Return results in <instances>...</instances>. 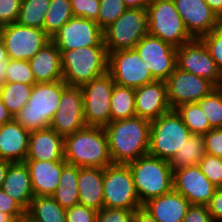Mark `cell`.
<instances>
[{"mask_svg": "<svg viewBox=\"0 0 222 222\" xmlns=\"http://www.w3.org/2000/svg\"><path fill=\"white\" fill-rule=\"evenodd\" d=\"M36 83L63 81L60 51L50 41L28 60Z\"/></svg>", "mask_w": 222, "mask_h": 222, "instance_id": "obj_26", "label": "cell"}, {"mask_svg": "<svg viewBox=\"0 0 222 222\" xmlns=\"http://www.w3.org/2000/svg\"><path fill=\"white\" fill-rule=\"evenodd\" d=\"M128 9H147L150 0H123Z\"/></svg>", "mask_w": 222, "mask_h": 222, "instance_id": "obj_51", "label": "cell"}, {"mask_svg": "<svg viewBox=\"0 0 222 222\" xmlns=\"http://www.w3.org/2000/svg\"><path fill=\"white\" fill-rule=\"evenodd\" d=\"M216 188L198 165L173 170V189L190 204L207 205Z\"/></svg>", "mask_w": 222, "mask_h": 222, "instance_id": "obj_18", "label": "cell"}, {"mask_svg": "<svg viewBox=\"0 0 222 222\" xmlns=\"http://www.w3.org/2000/svg\"><path fill=\"white\" fill-rule=\"evenodd\" d=\"M165 82L168 102L172 110L182 104L196 103L217 88L209 80L177 67Z\"/></svg>", "mask_w": 222, "mask_h": 222, "instance_id": "obj_15", "label": "cell"}, {"mask_svg": "<svg viewBox=\"0 0 222 222\" xmlns=\"http://www.w3.org/2000/svg\"><path fill=\"white\" fill-rule=\"evenodd\" d=\"M73 17L70 0H51L43 30L52 38Z\"/></svg>", "mask_w": 222, "mask_h": 222, "instance_id": "obj_32", "label": "cell"}, {"mask_svg": "<svg viewBox=\"0 0 222 222\" xmlns=\"http://www.w3.org/2000/svg\"><path fill=\"white\" fill-rule=\"evenodd\" d=\"M7 69L6 83L36 84L28 61L9 59Z\"/></svg>", "mask_w": 222, "mask_h": 222, "instance_id": "obj_38", "label": "cell"}, {"mask_svg": "<svg viewBox=\"0 0 222 222\" xmlns=\"http://www.w3.org/2000/svg\"><path fill=\"white\" fill-rule=\"evenodd\" d=\"M79 167L66 164L62 168L59 185L52 197L63 207L70 208L79 204L78 193Z\"/></svg>", "mask_w": 222, "mask_h": 222, "instance_id": "obj_28", "label": "cell"}, {"mask_svg": "<svg viewBox=\"0 0 222 222\" xmlns=\"http://www.w3.org/2000/svg\"><path fill=\"white\" fill-rule=\"evenodd\" d=\"M73 17L94 20L98 24L100 0H70Z\"/></svg>", "mask_w": 222, "mask_h": 222, "instance_id": "obj_41", "label": "cell"}, {"mask_svg": "<svg viewBox=\"0 0 222 222\" xmlns=\"http://www.w3.org/2000/svg\"><path fill=\"white\" fill-rule=\"evenodd\" d=\"M147 34V9H127L103 30V42L107 53L134 49L136 44Z\"/></svg>", "mask_w": 222, "mask_h": 222, "instance_id": "obj_8", "label": "cell"}, {"mask_svg": "<svg viewBox=\"0 0 222 222\" xmlns=\"http://www.w3.org/2000/svg\"><path fill=\"white\" fill-rule=\"evenodd\" d=\"M98 211L86 207L82 204H76L66 211V222H96Z\"/></svg>", "mask_w": 222, "mask_h": 222, "instance_id": "obj_43", "label": "cell"}, {"mask_svg": "<svg viewBox=\"0 0 222 222\" xmlns=\"http://www.w3.org/2000/svg\"><path fill=\"white\" fill-rule=\"evenodd\" d=\"M128 8L123 0H100L98 25L104 30L117 20Z\"/></svg>", "mask_w": 222, "mask_h": 222, "instance_id": "obj_37", "label": "cell"}, {"mask_svg": "<svg viewBox=\"0 0 222 222\" xmlns=\"http://www.w3.org/2000/svg\"><path fill=\"white\" fill-rule=\"evenodd\" d=\"M9 63V58L7 56V51L5 49V45L0 39V81L5 84L6 83V74H7V67Z\"/></svg>", "mask_w": 222, "mask_h": 222, "instance_id": "obj_49", "label": "cell"}, {"mask_svg": "<svg viewBox=\"0 0 222 222\" xmlns=\"http://www.w3.org/2000/svg\"><path fill=\"white\" fill-rule=\"evenodd\" d=\"M182 222H214L207 205L191 204Z\"/></svg>", "mask_w": 222, "mask_h": 222, "instance_id": "obj_47", "label": "cell"}, {"mask_svg": "<svg viewBox=\"0 0 222 222\" xmlns=\"http://www.w3.org/2000/svg\"><path fill=\"white\" fill-rule=\"evenodd\" d=\"M171 110L165 81H154L135 89L136 116L152 121Z\"/></svg>", "mask_w": 222, "mask_h": 222, "instance_id": "obj_20", "label": "cell"}, {"mask_svg": "<svg viewBox=\"0 0 222 222\" xmlns=\"http://www.w3.org/2000/svg\"><path fill=\"white\" fill-rule=\"evenodd\" d=\"M26 160L65 161L64 138L50 127L32 131Z\"/></svg>", "mask_w": 222, "mask_h": 222, "instance_id": "obj_21", "label": "cell"}, {"mask_svg": "<svg viewBox=\"0 0 222 222\" xmlns=\"http://www.w3.org/2000/svg\"><path fill=\"white\" fill-rule=\"evenodd\" d=\"M104 168L79 167V204L100 211L104 207Z\"/></svg>", "mask_w": 222, "mask_h": 222, "instance_id": "obj_27", "label": "cell"}, {"mask_svg": "<svg viewBox=\"0 0 222 222\" xmlns=\"http://www.w3.org/2000/svg\"><path fill=\"white\" fill-rule=\"evenodd\" d=\"M0 211L10 215L15 221L25 212L2 188H0Z\"/></svg>", "mask_w": 222, "mask_h": 222, "instance_id": "obj_46", "label": "cell"}, {"mask_svg": "<svg viewBox=\"0 0 222 222\" xmlns=\"http://www.w3.org/2000/svg\"><path fill=\"white\" fill-rule=\"evenodd\" d=\"M115 82L107 72L81 86L86 126L105 127L111 122L110 102Z\"/></svg>", "mask_w": 222, "mask_h": 222, "instance_id": "obj_10", "label": "cell"}, {"mask_svg": "<svg viewBox=\"0 0 222 222\" xmlns=\"http://www.w3.org/2000/svg\"><path fill=\"white\" fill-rule=\"evenodd\" d=\"M104 208L135 210L143 207L128 164L112 163L104 168Z\"/></svg>", "mask_w": 222, "mask_h": 222, "instance_id": "obj_9", "label": "cell"}, {"mask_svg": "<svg viewBox=\"0 0 222 222\" xmlns=\"http://www.w3.org/2000/svg\"><path fill=\"white\" fill-rule=\"evenodd\" d=\"M155 81H166L177 67V48L147 34L134 48Z\"/></svg>", "mask_w": 222, "mask_h": 222, "instance_id": "obj_14", "label": "cell"}, {"mask_svg": "<svg viewBox=\"0 0 222 222\" xmlns=\"http://www.w3.org/2000/svg\"><path fill=\"white\" fill-rule=\"evenodd\" d=\"M205 155L204 136L191 134L170 161L172 170L198 165Z\"/></svg>", "mask_w": 222, "mask_h": 222, "instance_id": "obj_30", "label": "cell"}, {"mask_svg": "<svg viewBox=\"0 0 222 222\" xmlns=\"http://www.w3.org/2000/svg\"><path fill=\"white\" fill-rule=\"evenodd\" d=\"M0 222H15V220L10 215L0 211Z\"/></svg>", "mask_w": 222, "mask_h": 222, "instance_id": "obj_56", "label": "cell"}, {"mask_svg": "<svg viewBox=\"0 0 222 222\" xmlns=\"http://www.w3.org/2000/svg\"><path fill=\"white\" fill-rule=\"evenodd\" d=\"M2 27L3 26L0 24V39H1Z\"/></svg>", "mask_w": 222, "mask_h": 222, "instance_id": "obj_57", "label": "cell"}, {"mask_svg": "<svg viewBox=\"0 0 222 222\" xmlns=\"http://www.w3.org/2000/svg\"><path fill=\"white\" fill-rule=\"evenodd\" d=\"M214 222H222V187L216 188L214 195L207 204Z\"/></svg>", "mask_w": 222, "mask_h": 222, "instance_id": "obj_48", "label": "cell"}, {"mask_svg": "<svg viewBox=\"0 0 222 222\" xmlns=\"http://www.w3.org/2000/svg\"><path fill=\"white\" fill-rule=\"evenodd\" d=\"M151 121L134 116L104 127L113 163L127 164L148 154Z\"/></svg>", "mask_w": 222, "mask_h": 222, "instance_id": "obj_1", "label": "cell"}, {"mask_svg": "<svg viewBox=\"0 0 222 222\" xmlns=\"http://www.w3.org/2000/svg\"><path fill=\"white\" fill-rule=\"evenodd\" d=\"M176 63L177 68L222 87V72L200 38H193L177 48Z\"/></svg>", "mask_w": 222, "mask_h": 222, "instance_id": "obj_13", "label": "cell"}, {"mask_svg": "<svg viewBox=\"0 0 222 222\" xmlns=\"http://www.w3.org/2000/svg\"><path fill=\"white\" fill-rule=\"evenodd\" d=\"M127 164L142 205L173 190V170L169 161L146 154Z\"/></svg>", "mask_w": 222, "mask_h": 222, "instance_id": "obj_5", "label": "cell"}, {"mask_svg": "<svg viewBox=\"0 0 222 222\" xmlns=\"http://www.w3.org/2000/svg\"><path fill=\"white\" fill-rule=\"evenodd\" d=\"M22 0H0V24L17 22Z\"/></svg>", "mask_w": 222, "mask_h": 222, "instance_id": "obj_44", "label": "cell"}, {"mask_svg": "<svg viewBox=\"0 0 222 222\" xmlns=\"http://www.w3.org/2000/svg\"><path fill=\"white\" fill-rule=\"evenodd\" d=\"M1 39L9 59L26 61L51 41L43 29L24 26L17 22L2 27Z\"/></svg>", "mask_w": 222, "mask_h": 222, "instance_id": "obj_11", "label": "cell"}, {"mask_svg": "<svg viewBox=\"0 0 222 222\" xmlns=\"http://www.w3.org/2000/svg\"><path fill=\"white\" fill-rule=\"evenodd\" d=\"M191 133L176 110L151 121L148 154L171 161Z\"/></svg>", "mask_w": 222, "mask_h": 222, "instance_id": "obj_6", "label": "cell"}, {"mask_svg": "<svg viewBox=\"0 0 222 222\" xmlns=\"http://www.w3.org/2000/svg\"><path fill=\"white\" fill-rule=\"evenodd\" d=\"M13 120L12 114L0 98V126Z\"/></svg>", "mask_w": 222, "mask_h": 222, "instance_id": "obj_52", "label": "cell"}, {"mask_svg": "<svg viewBox=\"0 0 222 222\" xmlns=\"http://www.w3.org/2000/svg\"><path fill=\"white\" fill-rule=\"evenodd\" d=\"M9 164L10 162L0 159V188L2 186V183L4 182Z\"/></svg>", "mask_w": 222, "mask_h": 222, "instance_id": "obj_54", "label": "cell"}, {"mask_svg": "<svg viewBox=\"0 0 222 222\" xmlns=\"http://www.w3.org/2000/svg\"><path fill=\"white\" fill-rule=\"evenodd\" d=\"M147 13L149 35L160 38L175 48L193 39L173 0H150Z\"/></svg>", "mask_w": 222, "mask_h": 222, "instance_id": "obj_7", "label": "cell"}, {"mask_svg": "<svg viewBox=\"0 0 222 222\" xmlns=\"http://www.w3.org/2000/svg\"><path fill=\"white\" fill-rule=\"evenodd\" d=\"M205 113L212 128H222V87L196 102Z\"/></svg>", "mask_w": 222, "mask_h": 222, "instance_id": "obj_36", "label": "cell"}, {"mask_svg": "<svg viewBox=\"0 0 222 222\" xmlns=\"http://www.w3.org/2000/svg\"><path fill=\"white\" fill-rule=\"evenodd\" d=\"M203 136L205 153L222 158V128H212Z\"/></svg>", "mask_w": 222, "mask_h": 222, "instance_id": "obj_45", "label": "cell"}, {"mask_svg": "<svg viewBox=\"0 0 222 222\" xmlns=\"http://www.w3.org/2000/svg\"><path fill=\"white\" fill-rule=\"evenodd\" d=\"M209 5L211 10L218 16L219 19L222 18V0H205Z\"/></svg>", "mask_w": 222, "mask_h": 222, "instance_id": "obj_53", "label": "cell"}, {"mask_svg": "<svg viewBox=\"0 0 222 222\" xmlns=\"http://www.w3.org/2000/svg\"><path fill=\"white\" fill-rule=\"evenodd\" d=\"M190 202L174 189L164 195L152 198L143 204L158 222H182Z\"/></svg>", "mask_w": 222, "mask_h": 222, "instance_id": "obj_24", "label": "cell"}, {"mask_svg": "<svg viewBox=\"0 0 222 222\" xmlns=\"http://www.w3.org/2000/svg\"><path fill=\"white\" fill-rule=\"evenodd\" d=\"M33 85L22 83H5L0 91V98L8 111L13 115L27 105Z\"/></svg>", "mask_w": 222, "mask_h": 222, "instance_id": "obj_33", "label": "cell"}, {"mask_svg": "<svg viewBox=\"0 0 222 222\" xmlns=\"http://www.w3.org/2000/svg\"><path fill=\"white\" fill-rule=\"evenodd\" d=\"M64 160L80 168L111 165L108 139L103 127L85 126L64 138Z\"/></svg>", "mask_w": 222, "mask_h": 222, "instance_id": "obj_2", "label": "cell"}, {"mask_svg": "<svg viewBox=\"0 0 222 222\" xmlns=\"http://www.w3.org/2000/svg\"><path fill=\"white\" fill-rule=\"evenodd\" d=\"M58 50H74L81 47L105 46L103 30L96 21L72 17L51 38Z\"/></svg>", "mask_w": 222, "mask_h": 222, "instance_id": "obj_17", "label": "cell"}, {"mask_svg": "<svg viewBox=\"0 0 222 222\" xmlns=\"http://www.w3.org/2000/svg\"><path fill=\"white\" fill-rule=\"evenodd\" d=\"M63 81L70 86H82L108 72L105 46L59 50Z\"/></svg>", "mask_w": 222, "mask_h": 222, "instance_id": "obj_3", "label": "cell"}, {"mask_svg": "<svg viewBox=\"0 0 222 222\" xmlns=\"http://www.w3.org/2000/svg\"><path fill=\"white\" fill-rule=\"evenodd\" d=\"M175 110L182 117L191 134L204 135L212 129L205 113L197 103L182 104Z\"/></svg>", "mask_w": 222, "mask_h": 222, "instance_id": "obj_35", "label": "cell"}, {"mask_svg": "<svg viewBox=\"0 0 222 222\" xmlns=\"http://www.w3.org/2000/svg\"><path fill=\"white\" fill-rule=\"evenodd\" d=\"M66 86L64 81L34 84L27 105L13 115V120L30 132L49 128Z\"/></svg>", "mask_w": 222, "mask_h": 222, "instance_id": "obj_4", "label": "cell"}, {"mask_svg": "<svg viewBox=\"0 0 222 222\" xmlns=\"http://www.w3.org/2000/svg\"><path fill=\"white\" fill-rule=\"evenodd\" d=\"M173 1L186 30L193 38H200L220 25V19L205 0Z\"/></svg>", "mask_w": 222, "mask_h": 222, "instance_id": "obj_19", "label": "cell"}, {"mask_svg": "<svg viewBox=\"0 0 222 222\" xmlns=\"http://www.w3.org/2000/svg\"><path fill=\"white\" fill-rule=\"evenodd\" d=\"M135 210L102 208L98 211L96 222H133Z\"/></svg>", "mask_w": 222, "mask_h": 222, "instance_id": "obj_42", "label": "cell"}, {"mask_svg": "<svg viewBox=\"0 0 222 222\" xmlns=\"http://www.w3.org/2000/svg\"><path fill=\"white\" fill-rule=\"evenodd\" d=\"M35 196H52L59 185L66 161L25 160Z\"/></svg>", "mask_w": 222, "mask_h": 222, "instance_id": "obj_23", "label": "cell"}, {"mask_svg": "<svg viewBox=\"0 0 222 222\" xmlns=\"http://www.w3.org/2000/svg\"><path fill=\"white\" fill-rule=\"evenodd\" d=\"M108 73L115 84L134 89L155 81L135 49L108 53Z\"/></svg>", "mask_w": 222, "mask_h": 222, "instance_id": "obj_12", "label": "cell"}, {"mask_svg": "<svg viewBox=\"0 0 222 222\" xmlns=\"http://www.w3.org/2000/svg\"><path fill=\"white\" fill-rule=\"evenodd\" d=\"M15 222H38V221L25 211Z\"/></svg>", "mask_w": 222, "mask_h": 222, "instance_id": "obj_55", "label": "cell"}, {"mask_svg": "<svg viewBox=\"0 0 222 222\" xmlns=\"http://www.w3.org/2000/svg\"><path fill=\"white\" fill-rule=\"evenodd\" d=\"M133 222H158L146 209L143 207L135 209Z\"/></svg>", "mask_w": 222, "mask_h": 222, "instance_id": "obj_50", "label": "cell"}, {"mask_svg": "<svg viewBox=\"0 0 222 222\" xmlns=\"http://www.w3.org/2000/svg\"><path fill=\"white\" fill-rule=\"evenodd\" d=\"M110 114L111 121L136 116L134 88L114 85L110 102Z\"/></svg>", "mask_w": 222, "mask_h": 222, "instance_id": "obj_31", "label": "cell"}, {"mask_svg": "<svg viewBox=\"0 0 222 222\" xmlns=\"http://www.w3.org/2000/svg\"><path fill=\"white\" fill-rule=\"evenodd\" d=\"M210 56L222 72V25L200 37Z\"/></svg>", "mask_w": 222, "mask_h": 222, "instance_id": "obj_40", "label": "cell"}, {"mask_svg": "<svg viewBox=\"0 0 222 222\" xmlns=\"http://www.w3.org/2000/svg\"><path fill=\"white\" fill-rule=\"evenodd\" d=\"M85 126L82 88L67 85L49 127L65 138Z\"/></svg>", "mask_w": 222, "mask_h": 222, "instance_id": "obj_16", "label": "cell"}, {"mask_svg": "<svg viewBox=\"0 0 222 222\" xmlns=\"http://www.w3.org/2000/svg\"><path fill=\"white\" fill-rule=\"evenodd\" d=\"M2 86H3V83L0 81V91H1Z\"/></svg>", "mask_w": 222, "mask_h": 222, "instance_id": "obj_58", "label": "cell"}, {"mask_svg": "<svg viewBox=\"0 0 222 222\" xmlns=\"http://www.w3.org/2000/svg\"><path fill=\"white\" fill-rule=\"evenodd\" d=\"M198 166L214 186L222 187V158L205 153Z\"/></svg>", "mask_w": 222, "mask_h": 222, "instance_id": "obj_39", "label": "cell"}, {"mask_svg": "<svg viewBox=\"0 0 222 222\" xmlns=\"http://www.w3.org/2000/svg\"><path fill=\"white\" fill-rule=\"evenodd\" d=\"M51 0H22L17 23L43 29Z\"/></svg>", "mask_w": 222, "mask_h": 222, "instance_id": "obj_34", "label": "cell"}, {"mask_svg": "<svg viewBox=\"0 0 222 222\" xmlns=\"http://www.w3.org/2000/svg\"><path fill=\"white\" fill-rule=\"evenodd\" d=\"M66 211L52 196H34L26 212L38 222H66Z\"/></svg>", "mask_w": 222, "mask_h": 222, "instance_id": "obj_29", "label": "cell"}, {"mask_svg": "<svg viewBox=\"0 0 222 222\" xmlns=\"http://www.w3.org/2000/svg\"><path fill=\"white\" fill-rule=\"evenodd\" d=\"M1 188L27 211L35 196L27 164L25 162L10 163Z\"/></svg>", "mask_w": 222, "mask_h": 222, "instance_id": "obj_25", "label": "cell"}, {"mask_svg": "<svg viewBox=\"0 0 222 222\" xmlns=\"http://www.w3.org/2000/svg\"><path fill=\"white\" fill-rule=\"evenodd\" d=\"M30 131L14 120L0 126V159L24 162L27 157Z\"/></svg>", "mask_w": 222, "mask_h": 222, "instance_id": "obj_22", "label": "cell"}]
</instances>
